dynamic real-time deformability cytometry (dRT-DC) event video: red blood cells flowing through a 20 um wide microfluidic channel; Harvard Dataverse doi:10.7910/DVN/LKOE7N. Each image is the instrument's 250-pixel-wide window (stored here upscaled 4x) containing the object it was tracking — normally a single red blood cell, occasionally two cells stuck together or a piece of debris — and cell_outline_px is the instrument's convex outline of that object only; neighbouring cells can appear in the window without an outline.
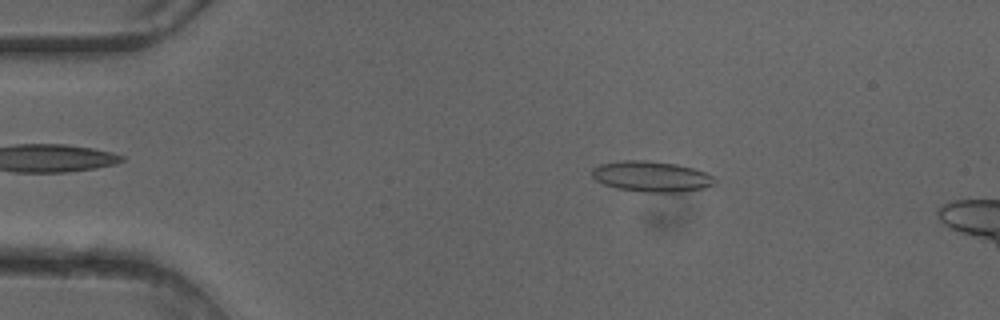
{"species": "common noctule bat (a hibernating species)", "species_latin": "Nyctalus noctula", "temperature_condition": "cold", "stored_images_in_passage": 49, "camera_frame_rate_fps": 3000, "um_per_image_px": 0.085, "animal": {"sex": "female"}, "frame": {"image": 1, "passage_image": 8, "time_ms": 2.333, "image_size_px": [1000, 320], "cell_outline_px": [[716, 184], [704, 188], [676, 192], [644, 192], [616, 188], [604, 184], [596, 180], [592, 176], [592, 168], [600, 164], [624, 160], [644, 160], [676, 164], [692, 168], [704, 172], [712, 176], [716, 180]], "centroid_in_image_um": [55.36, 15.0], "position_along_channel_um": 29.6, "area_um2": 21.79}}
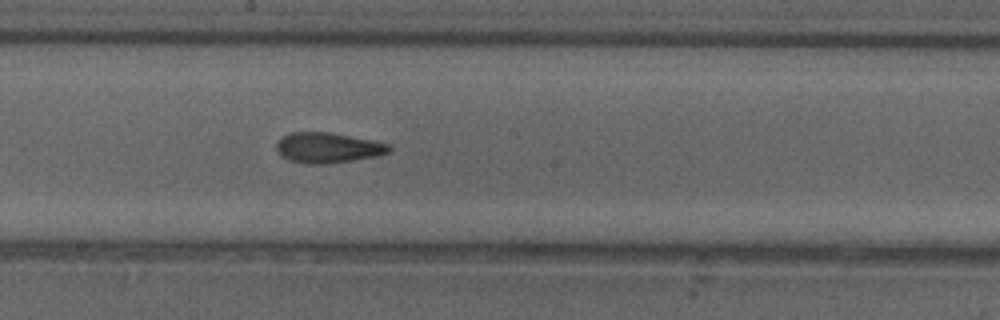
{"frame": {"image": 2, "passage_image": 26, "time_ms": 8.333, "image_size_px": [1000, 320], "cell_outline_px": [[392, 148], [388, 152], [376, 156], [352, 160], [324, 164], [304, 164], [288, 160], [280, 156], [276, 148], [276, 144], [280, 136], [292, 132], [328, 132], [372, 140], [392, 144]], "centroid_in_image_um": [27.83, 12.56], "position_along_channel_um": 220.4, "area_um2": 20.06}}
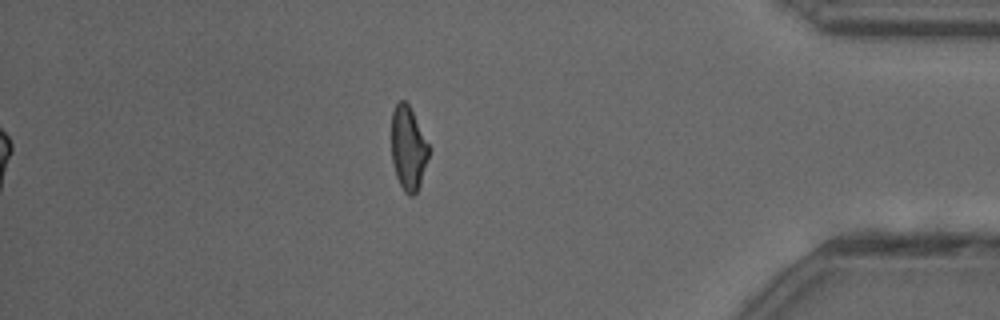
{"frame": {"image": 3, "passage_image": 42, "time_ms": 13.667, "image_size_px": [1000, 320], "cell_outline_px": [[432, 148], [420, 184], [416, 192], [412, 196], [408, 196], [404, 192], [396, 176], [392, 160], [392, 112], [396, 104], [400, 100], [404, 100], [408, 104]], "centroid_in_image_um": [34.73, 12.61], "position_along_channel_um": 400.5, "area_um2": 18.44}, "authors_computed_cell_mechanics": {"area_um2": 19.7676, "velocity_mm_per_s": 4.1161, "shape_relaxation_time_tau1_ms": null, "shape_relaxation_time_tau2_ms": 3.0305, "deformation_change_tau1": null, "deformation_change_tau2": 0.1155}}